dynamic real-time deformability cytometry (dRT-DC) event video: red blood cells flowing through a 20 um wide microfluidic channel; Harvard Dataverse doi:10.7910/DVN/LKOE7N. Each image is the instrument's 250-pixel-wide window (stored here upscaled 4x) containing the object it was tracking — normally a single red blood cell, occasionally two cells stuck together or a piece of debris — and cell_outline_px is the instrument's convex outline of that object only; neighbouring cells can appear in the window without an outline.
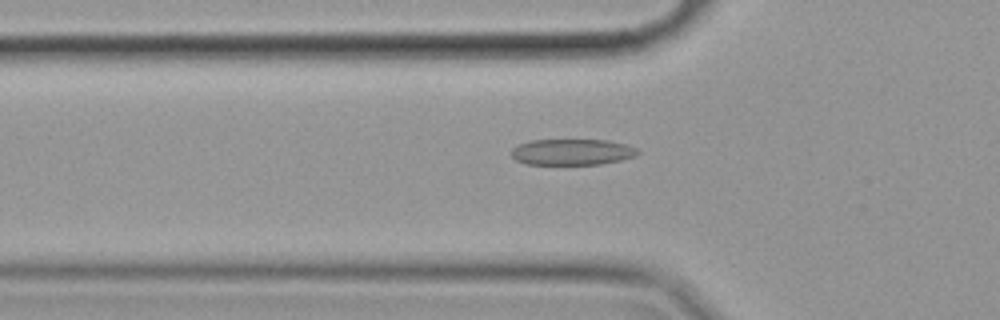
{"species": "common noctule bat (a hibernating species)", "species_latin": "Nyctalus noctula", "temperature_condition": "cold", "stored_images_in_passage": 29, "camera_frame_rate_fps": 3000, "um_per_image_px": 0.085, "animal": {"sex": "female", "body_mass_g": 19.9}, "frame": {"image": 1, "passage_image": 5, "time_ms": 1.333, "image_size_px": [1000, 320], "cell_outline_px": [[624, 156], [612, 160], [592, 164], [536, 164], [520, 160], [516, 156], [528, 144], [540, 140], [596, 140], [612, 144]], "centroid_in_image_um": [48.35, 12.94], "position_along_channel_um": 77.4, "area_um2": 15.37}}
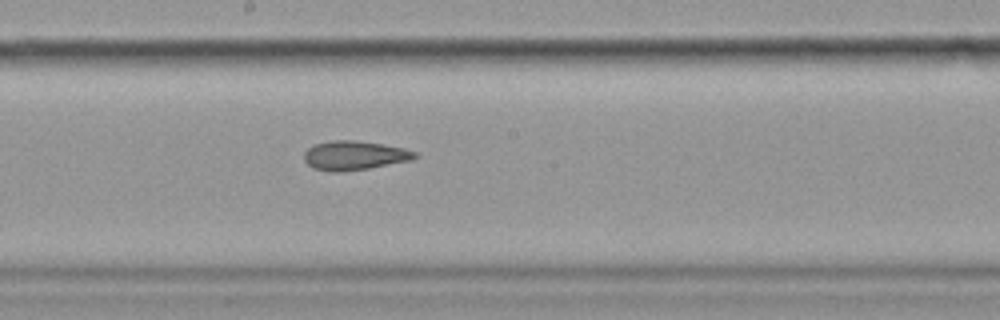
{"frame": {"image": 2, "passage_image": 17, "time_ms": 5.333, "image_size_px": [1000, 320], "cell_outline_px": [[412, 156], [400, 160], [360, 168], [320, 168], [312, 164], [308, 160], [308, 152], [312, 148], [320, 144], [376, 144], [396, 148], [412, 152]], "centroid_in_image_um": [30.11, 13.22], "position_along_channel_um": 218.1, "area_um2": 14.45}}
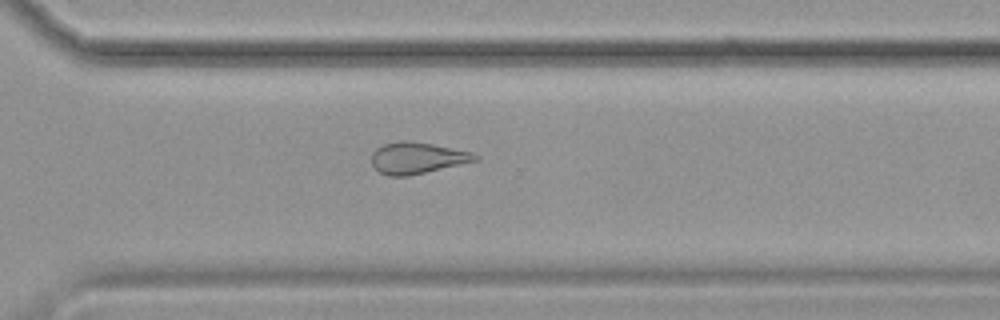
{"frame": {"image": 3, "passage_image": 27, "time_ms": 8.667, "image_size_px": [1000, 320], "cell_outline_px": [[468, 160], [420, 172], [380, 172], [376, 168], [376, 152], [380, 148], [388, 144], [424, 144], [464, 152]], "centroid_in_image_um": [35.31, 13.42], "position_along_channel_um": 335.3, "area_um2": 14.68}}